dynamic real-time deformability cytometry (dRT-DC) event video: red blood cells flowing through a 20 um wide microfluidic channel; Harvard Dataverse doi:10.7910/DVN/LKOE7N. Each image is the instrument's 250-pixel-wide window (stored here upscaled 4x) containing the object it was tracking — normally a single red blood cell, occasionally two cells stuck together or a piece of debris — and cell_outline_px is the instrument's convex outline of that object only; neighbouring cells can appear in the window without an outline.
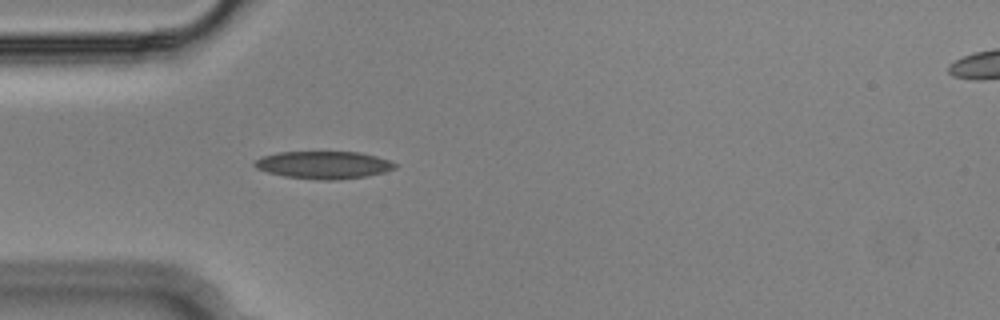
{"species": "Egyptian fruit bat (a non-hibernating species)", "species_latin": "Rousettus aegyptiacus", "temperature_condition": "cold", "stored_images_in_passage": 40, "segment_of_instrument_passage": [1, 2], "camera_frame_rate_fps": 3000, "um_per_image_px": 0.085, "animal": {"sex": "male"}, "frame": {"image": 1, "passage_image": 1, "time_ms": 0.0, "image_size_px": [1000, 320], "cell_outline_px": [[400, 164], [396, 168], [384, 172], [368, 176], [336, 180], [316, 180], [284, 176], [268, 172], [256, 168], [252, 164], [260, 156], [280, 152], [360, 152], [376, 156]], "centroid_in_image_um": [27.53, 14.02], "position_along_channel_um": 57.5, "area_um2": 22.72}}
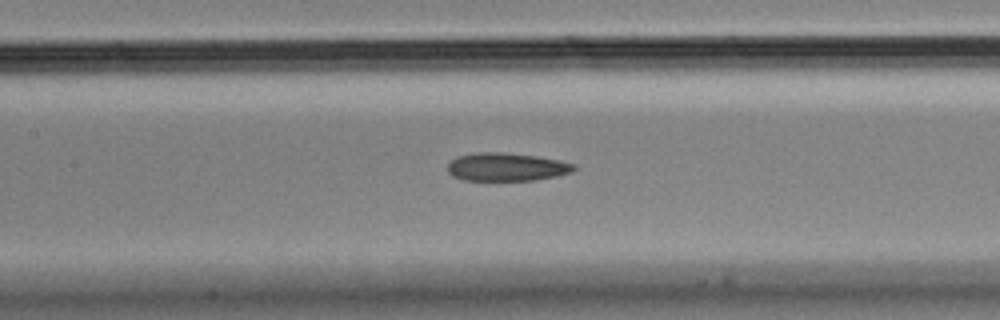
{"frame": {"image": 2, "passage_image": 10, "time_ms": 3.0, "image_size_px": [1000, 320], "cell_outline_px": [[576, 168], [572, 172], [556, 176], [536, 180], [464, 180], [452, 176], [448, 172], [448, 164], [452, 160], [460, 156], [476, 152], [500, 152], [536, 156], [560, 160], [576, 164]], "centroid_in_image_um": [43.08, 14.19], "position_along_channel_um": 164.3, "area_um2": 20.69}}
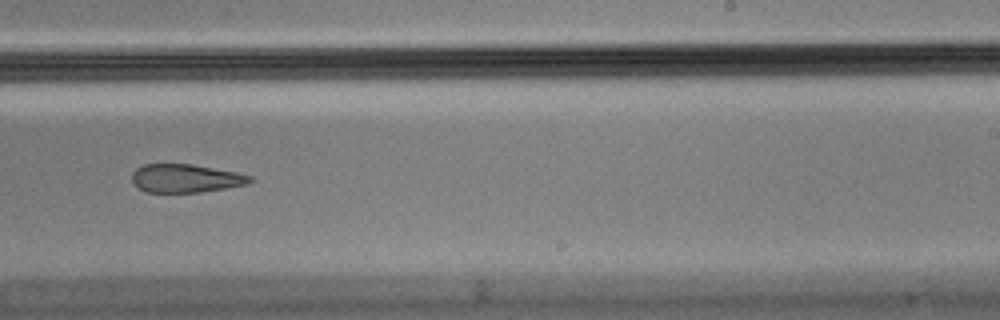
{"frame": {"image": 3, "passage_image": 19, "time_ms": 6.0, "image_size_px": [1000, 320], "cell_outline_px": [[252, 180], [248, 184], [200, 192], [144, 192], [132, 180], [132, 172], [136, 168], [144, 164], [192, 164], [236, 172], [252, 176]], "centroid_in_image_um": [15.77, 15.15], "position_along_channel_um": 273.2, "area_um2": 19.36}}